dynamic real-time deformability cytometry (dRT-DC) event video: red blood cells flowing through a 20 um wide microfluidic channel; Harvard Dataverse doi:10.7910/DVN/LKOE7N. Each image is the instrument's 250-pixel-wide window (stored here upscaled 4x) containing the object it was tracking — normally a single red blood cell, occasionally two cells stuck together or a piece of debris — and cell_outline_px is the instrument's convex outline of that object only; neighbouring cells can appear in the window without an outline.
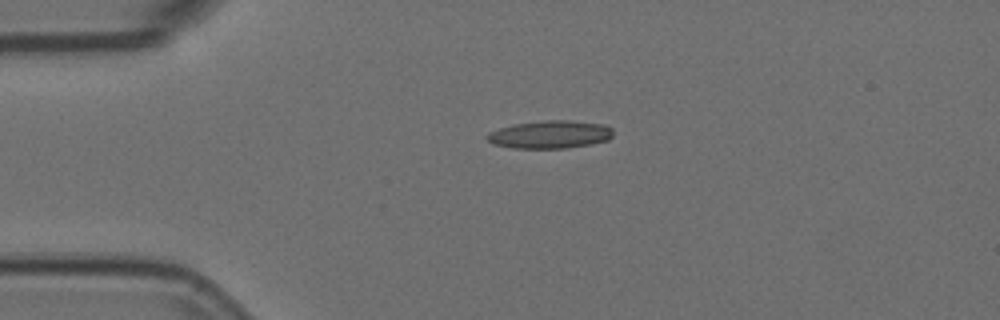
{"species": "Egyptian fruit bat (a non-hibernating species)", "species_latin": "Rousettus aegyptiacus", "temperature_condition": "room temperature", "stored_images_in_passage": 6, "camera_frame_rate_fps": 3000, "um_per_image_px": 0.085, "animal": {"sex": "female"}, "frame": {"image": 1, "passage_image": 4, "time_ms": 1.0, "image_size_px": [1000, 320], "cell_outline_px": [[612, 136], [608, 140], [568, 148], [512, 148], [492, 144], [484, 136], [488, 132], [500, 128], [516, 124], [544, 120], [568, 120], [604, 124], [612, 128]], "centroid_in_image_um": [46.73, 11.43], "position_along_channel_um": 38.3, "area_um2": 20.46}}
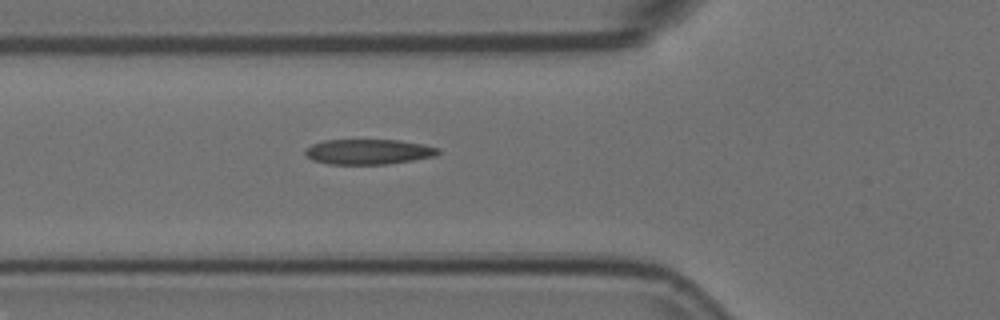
{"frame": {"image": 2, "passage_image": 6, "time_ms": 1.667, "image_size_px": [1000, 320], "cell_outline_px": [[440, 152], [436, 156], [388, 164], [328, 164], [312, 160], [304, 152], [312, 144], [324, 140], [400, 140], [424, 144], [440, 148]], "centroid_in_image_um": [31.35, 12.9], "position_along_channel_um": 94.4, "area_um2": 19.54}}